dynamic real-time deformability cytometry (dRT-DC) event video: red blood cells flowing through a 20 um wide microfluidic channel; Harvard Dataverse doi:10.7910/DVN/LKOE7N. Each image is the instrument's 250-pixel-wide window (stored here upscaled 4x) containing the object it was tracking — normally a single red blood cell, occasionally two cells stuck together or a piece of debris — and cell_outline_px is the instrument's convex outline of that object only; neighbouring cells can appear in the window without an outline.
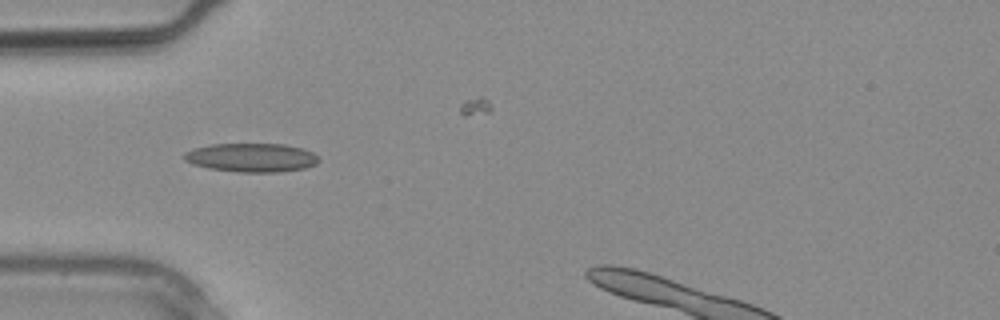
{"species": "common noctule bat (a hibernating species)", "species_latin": "Nyctalus noctula", "temperature_condition": "warm", "stored_images_in_passage": 15, "camera_frame_rate_fps": 3000, "um_per_image_px": 0.085, "animal": {"sex": "male", "body_mass_g": 20.4}, "frame": {"image": 1, "passage_image": 9, "time_ms": 2.667, "image_size_px": [1000, 320], "cell_outline_px": [[320, 160], [316, 164], [304, 168], [276, 172], [240, 172], [208, 168], [192, 164], [184, 160], [180, 156], [184, 152], [192, 148], [212, 144], [284, 144], [304, 148], [312, 152]], "centroid_in_image_um": [21.33, 13.39], "position_along_channel_um": 63.7, "area_um2": 22.72}}